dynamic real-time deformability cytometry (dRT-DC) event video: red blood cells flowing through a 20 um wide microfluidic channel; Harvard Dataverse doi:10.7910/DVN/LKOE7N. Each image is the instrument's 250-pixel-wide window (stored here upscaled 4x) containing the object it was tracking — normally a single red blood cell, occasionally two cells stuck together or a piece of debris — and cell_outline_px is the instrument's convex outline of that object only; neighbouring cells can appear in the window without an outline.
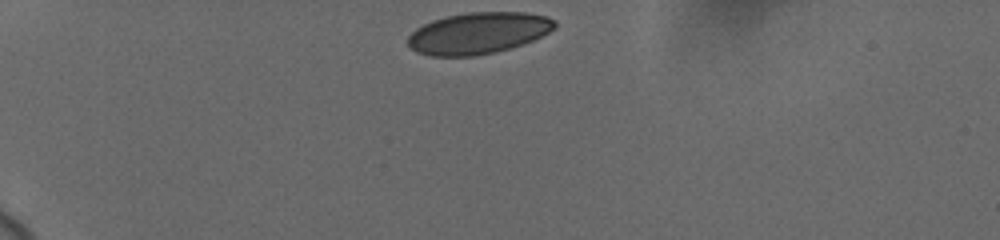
{"species": "human", "species_latin": "Homo sapiens", "temperature_condition": "cold", "stored_images_in_passage": 13, "camera_frame_rate_fps": 3000, "um_per_image_px": 0.085, "donor": {"sex": "female"}, "frame": {"image": 1, "passage_image": 1, "time_ms": 0.0, "image_size_px": [1000, 240], "cell_outline_px": [[556, 28], [524, 44], [496, 52], [476, 56], [432, 56], [416, 52], [408, 48], [408, 36], [416, 28], [432, 20], [448, 16], [468, 12], [524, 12], [548, 16], [556, 20]], "centroid_in_image_um": [40.65, 2.82], "position_along_channel_um": 44.4, "area_um2": 35.72}}
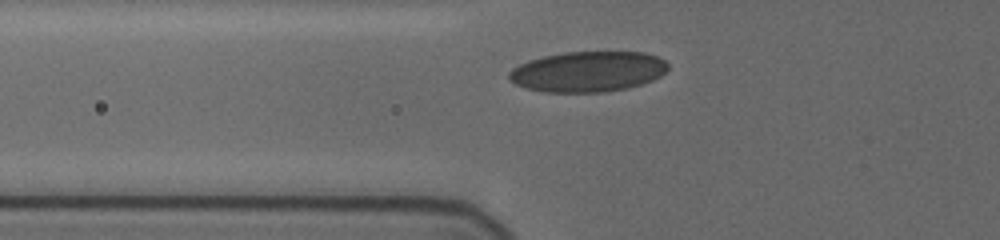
{"frame": {"image": 2, "passage_image": 9, "time_ms": 2.333, "image_size_px": [1000, 240], "cell_outline_px": [[668, 68], [660, 76], [652, 80], [640, 84], [624, 88], [604, 92], [544, 92], [528, 88], [516, 84], [508, 80], [508, 72], [512, 68], [528, 60], [544, 56], [564, 52], [644, 52], [656, 56], [664, 60], [668, 64]], "centroid_in_image_um": [49.94, 6.08], "position_along_channel_um": 75.9, "area_um2": 37.4}}
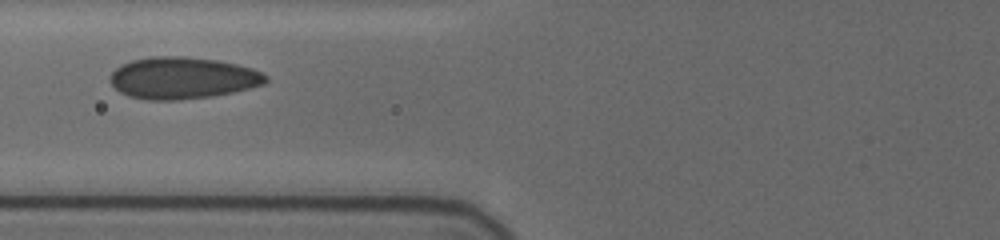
{"frame": {"image": 3, "passage_image": 12, "time_ms": 3.333, "image_size_px": [1000, 240], "cell_outline_px": [[268, 80], [264, 84], [232, 92], [212, 96], [176, 100], [148, 100], [128, 96], [120, 92], [108, 80], [108, 76], [120, 64], [132, 60], [152, 56], [184, 56], [216, 60], [236, 64], [252, 68], [264, 72], [268, 76]], "centroid_in_image_um": [15.5, 6.62], "position_along_channel_um": 110.3, "area_um2": 38.09}}